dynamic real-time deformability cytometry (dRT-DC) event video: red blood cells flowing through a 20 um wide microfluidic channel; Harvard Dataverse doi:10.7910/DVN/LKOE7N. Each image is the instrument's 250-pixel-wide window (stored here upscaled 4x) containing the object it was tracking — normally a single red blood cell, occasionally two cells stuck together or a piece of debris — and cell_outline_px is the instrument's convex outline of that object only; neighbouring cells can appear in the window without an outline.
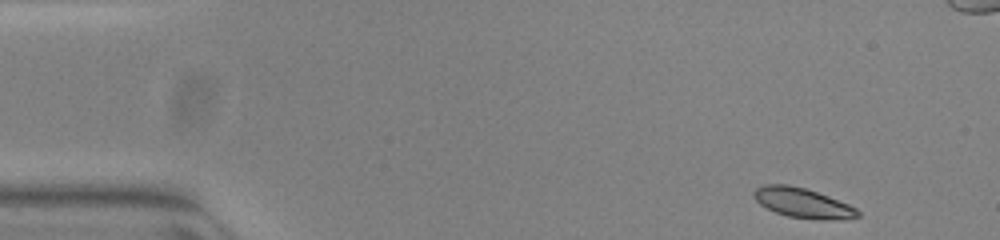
{"species": "common noctule bat (a hibernating species)", "species_latin": "Nyctalus noctula", "temperature_condition": "warm", "stored_images_in_passage": 50, "camera_frame_rate_fps": 3000, "um_per_image_px": 0.085, "animal": {"sex": "female", "body_mass_g": 23.0, "forearm_length_mm": 53.4}, "frame": {"image": 1, "passage_image": 1, "time_ms": 0.0, "image_size_px": [1000, 240], "cell_outline_px": [[860, 216], [844, 220], [820, 220], [788, 216], [776, 212], [760, 204], [752, 196], [752, 192], [756, 188], [764, 184], [788, 184], [804, 188], [828, 196], [848, 204], [856, 208], [860, 212]], "centroid_in_image_um": [68.24, 17.25], "position_along_channel_um": 16.8, "area_um2": 18.09}}
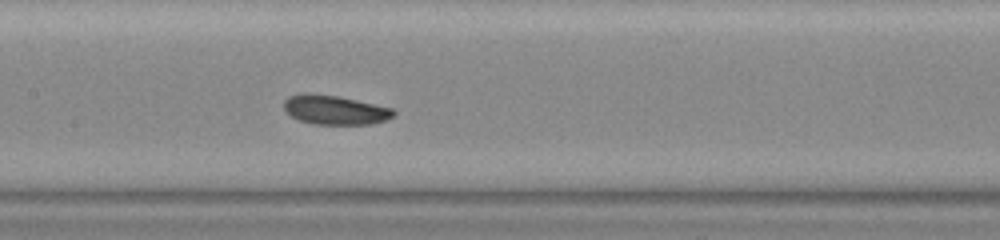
{"frame": {"image": 2, "passage_image": 22, "time_ms": 7.0, "image_size_px": [1000, 240], "cell_outline_px": [[396, 116], [372, 124], [312, 124], [300, 120], [292, 116], [284, 108], [284, 100], [288, 96], [304, 92], [340, 96], [392, 108], [396, 112]], "centroid_in_image_um": [28.47, 9.33], "position_along_channel_um": 178.9, "area_um2": 18.79}}
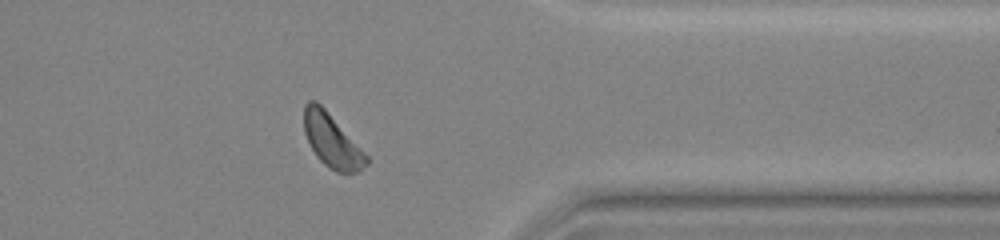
{"frame": {"image": 3, "passage_image": 39, "time_ms": 12.667, "image_size_px": [1000, 240], "cell_outline_px": [[368, 164], [356, 172], [336, 172], [328, 168], [316, 156], [304, 132], [304, 104], [308, 100], [316, 100], [324, 108], [368, 156]], "centroid_in_image_um": [28.19, 11.96], "position_along_channel_um": 383.2, "area_um2": 19.07}, "authors_computed_cell_mechanics": {"area_um2": 18.9584, "velocity_mm_per_s": 3.8404, "shape_relaxation_time_tau1_ms": 4.7274, "shape_relaxation_time_tau2_ms": 5.7167, "deformation_change_tau1": 0.0912, "deformation_change_tau2": 0.1256}}